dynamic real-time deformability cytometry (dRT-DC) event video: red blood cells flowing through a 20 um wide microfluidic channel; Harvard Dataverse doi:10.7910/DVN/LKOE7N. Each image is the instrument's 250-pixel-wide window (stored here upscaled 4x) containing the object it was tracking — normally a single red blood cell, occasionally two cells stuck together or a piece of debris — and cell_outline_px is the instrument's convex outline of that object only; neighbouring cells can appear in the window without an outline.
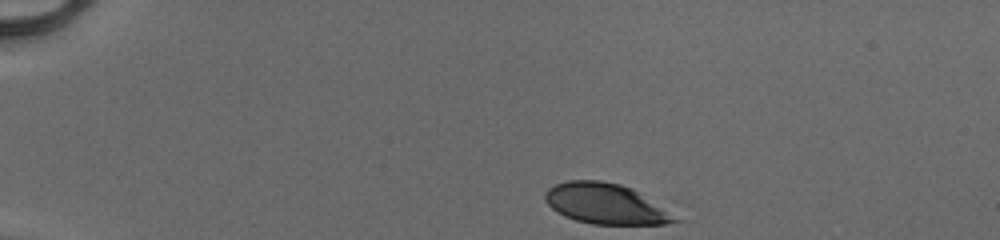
{"species": "human", "species_latin": "Homo sapiens", "temperature_condition": "cold", "stored_images_in_passage": 35, "camera_frame_rate_fps": 3000, "um_per_image_px": 0.085, "donor": {"sex": "male"}, "frame": {"image": 1, "passage_image": 1, "time_ms": 0.0, "image_size_px": [1000, 240], "cell_outline_px": [[684, 220], [664, 224], [592, 224], [576, 220], [564, 216], [552, 208], [544, 200], [544, 192], [548, 188], [556, 184], [568, 180], [600, 180], [620, 184], [632, 188]], "centroid_in_image_um": [51.48, 17.32], "position_along_channel_um": 33.5, "area_um2": 30.63}}
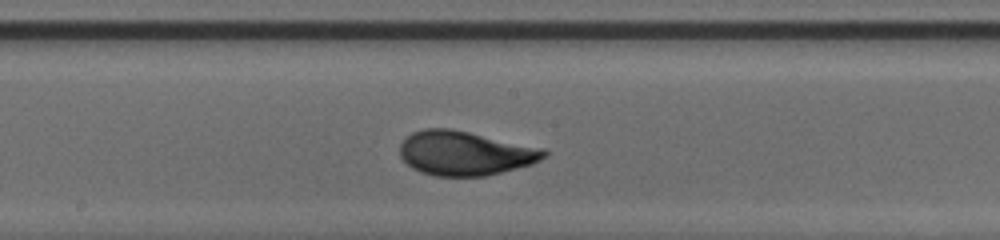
{"frame": {"image": 2, "passage_image": 20, "time_ms": 6.333, "image_size_px": [1000, 240], "cell_outline_px": [[548, 156], [532, 164], [484, 176], [436, 176], [420, 172], [412, 168], [400, 156], [400, 144], [412, 132], [424, 128], [452, 128], [548, 148]], "centroid_in_image_um": [39.57, 13.0], "position_along_channel_um": 208.6, "area_um2": 37.63}}
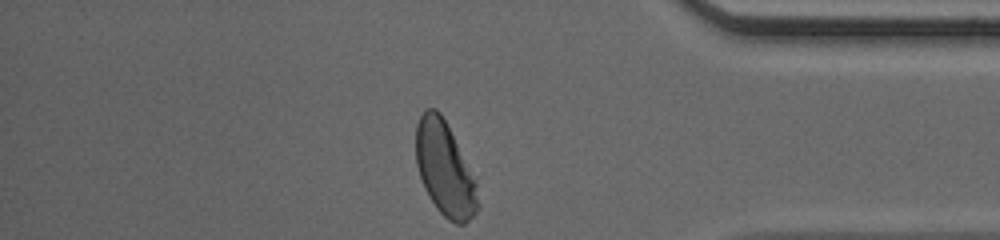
{"frame": {"image": 3, "passage_image": 35, "time_ms": 11.333, "image_size_px": [1000, 240], "cell_outline_px": [[480, 208], [464, 224], [456, 224], [448, 220], [436, 208], [428, 196], [424, 188], [416, 164], [416, 124], [420, 116], [428, 108], [436, 108], [440, 112], [476, 180], [480, 204]], "centroid_in_image_um": [37.81, 14.4], "position_along_channel_um": 397.4, "area_um2": 33.81}, "authors_computed_cell_mechanics": {"area_um2": 36.0094, "velocity_mm_per_s": 4.1078, "shape_relaxation_time_tau1_ms": 3.3066, "shape_relaxation_time_tau2_ms": null, "deformation_change_tau1": 0.1729, "deformation_change_tau2": null}}